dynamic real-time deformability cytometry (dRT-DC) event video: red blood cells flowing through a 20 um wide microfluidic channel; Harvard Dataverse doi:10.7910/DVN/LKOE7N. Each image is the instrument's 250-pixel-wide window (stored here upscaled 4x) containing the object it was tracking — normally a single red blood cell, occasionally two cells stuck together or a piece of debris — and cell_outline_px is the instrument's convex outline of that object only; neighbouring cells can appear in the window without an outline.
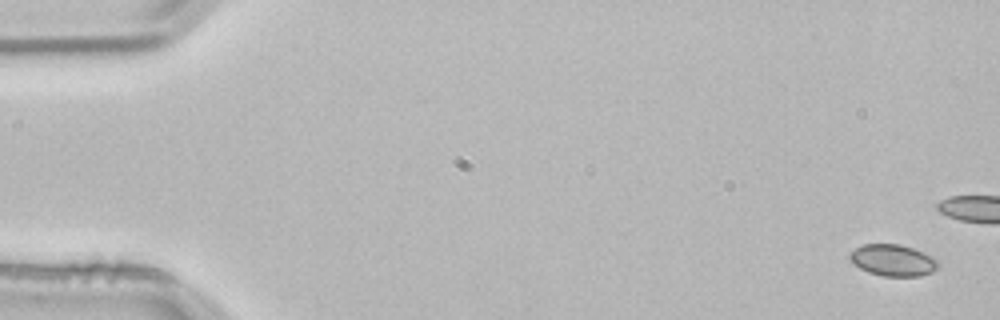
{"species": "common noctule bat (a hibernating species)", "species_latin": "Nyctalus noctula", "temperature_condition": "room temperature", "stored_images_in_passage": 5, "camera_frame_rate_fps": 3000, "um_per_image_px": 0.085, "animal": {"sex": "male", "body_mass_g": 21.5, "forearm_length_mm": 52.0}, "frame": {"image": 1, "passage_image": 1, "time_ms": 0.0, "image_size_px": [1000, 320], "cell_outline_px": [[940, 264], [932, 272], [920, 276], [884, 276], [868, 272], [860, 268], [848, 256], [856, 248], [864, 244], [900, 244], [924, 252], [932, 256]], "centroid_in_image_um": [75.93, 22.12], "position_along_channel_um": 9.1, "area_um2": 16.07}}
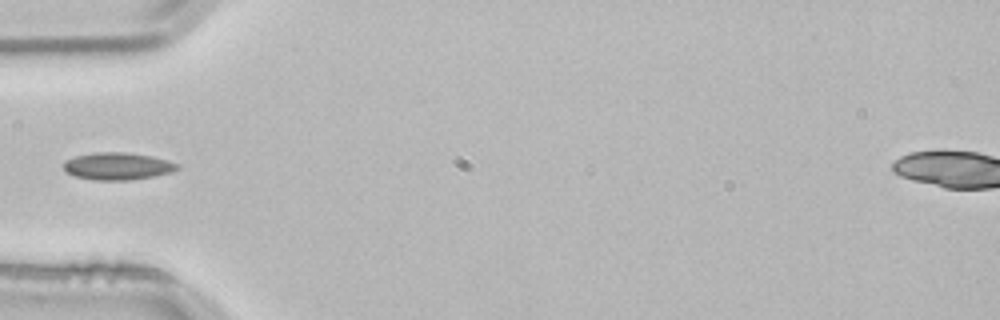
{"frame": {"image": 2, "passage_image": 5, "time_ms": 1.333, "image_size_px": [1000, 320], "cell_outline_px": [[180, 168], [168, 172], [152, 176], [132, 180], [92, 180], [76, 176], [68, 172], [64, 168], [64, 160], [76, 156], [96, 152], [124, 152], [152, 156], [168, 160], [180, 164]], "centroid_in_image_um": [10.0, 14.12], "position_along_channel_um": 75.0, "area_um2": 17.98}}